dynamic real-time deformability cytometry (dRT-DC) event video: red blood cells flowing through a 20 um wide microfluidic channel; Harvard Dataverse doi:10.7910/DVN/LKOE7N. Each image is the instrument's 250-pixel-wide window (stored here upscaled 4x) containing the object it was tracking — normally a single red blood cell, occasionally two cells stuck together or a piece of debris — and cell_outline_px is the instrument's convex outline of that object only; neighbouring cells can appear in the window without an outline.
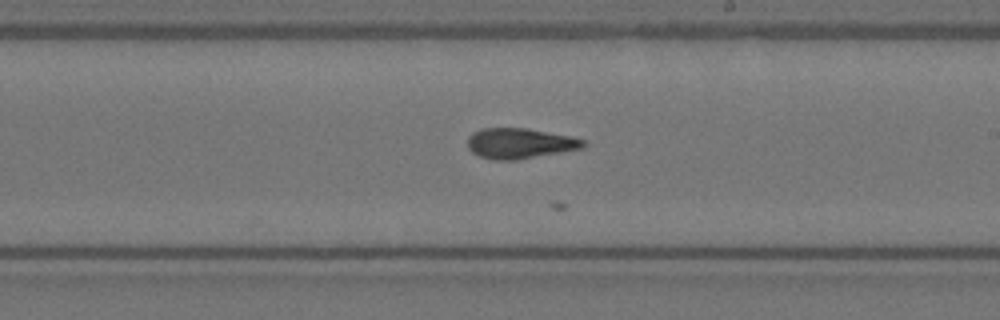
{"species": "Egyptian fruit bat (a non-hibernating species)", "species_latin": "Rousettus aegyptiacus", "temperature_condition": "warm", "stored_images_in_passage": 28, "camera_frame_rate_fps": 3000, "um_per_image_px": 0.085, "animal": {"sex": "female"}, "frame": {"image": 1, "passage_image": 18, "time_ms": 5.667, "image_size_px": [1000, 320], "cell_outline_px": [[588, 144], [584, 148], [516, 160], [492, 160], [480, 156], [472, 152], [468, 148], [468, 136], [472, 132], [480, 128], [528, 128], [572, 136], [588, 140]], "centroid_in_image_um": [44.22, 12.18], "position_along_channel_um": 244.8, "area_um2": 20.87}}
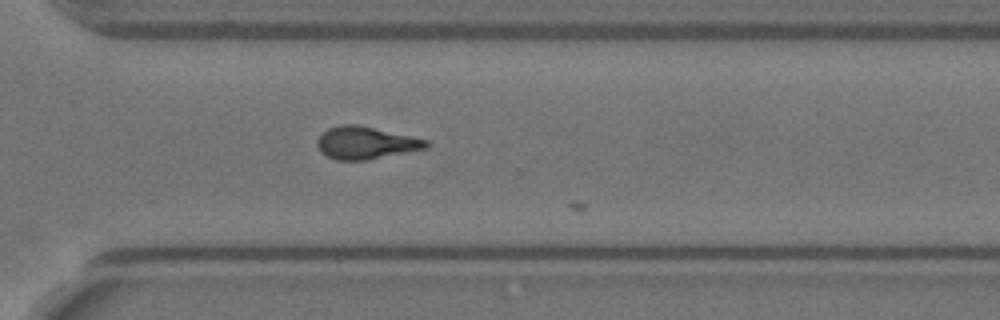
{"frame": {"image": 2, "passage_image": 26, "time_ms": 8.333, "image_size_px": [1000, 320], "cell_outline_px": [[432, 144], [428, 148], [364, 160], [336, 160], [320, 152], [316, 144], [316, 140], [328, 128], [340, 124], [356, 124], [412, 136], [428, 140]], "centroid_in_image_um": [31.09, 12.13], "position_along_channel_um": 339.5, "area_um2": 20.58}}